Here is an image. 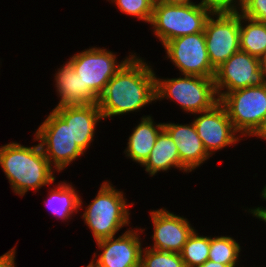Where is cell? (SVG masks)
<instances>
[{
  "mask_svg": "<svg viewBox=\"0 0 266 267\" xmlns=\"http://www.w3.org/2000/svg\"><path fill=\"white\" fill-rule=\"evenodd\" d=\"M123 13L150 23L155 0H111Z\"/></svg>",
  "mask_w": 266,
  "mask_h": 267,
  "instance_id": "25",
  "label": "cell"
},
{
  "mask_svg": "<svg viewBox=\"0 0 266 267\" xmlns=\"http://www.w3.org/2000/svg\"><path fill=\"white\" fill-rule=\"evenodd\" d=\"M164 48L183 75L214 78L216 70L209 60L204 32L174 38Z\"/></svg>",
  "mask_w": 266,
  "mask_h": 267,
  "instance_id": "10",
  "label": "cell"
},
{
  "mask_svg": "<svg viewBox=\"0 0 266 267\" xmlns=\"http://www.w3.org/2000/svg\"><path fill=\"white\" fill-rule=\"evenodd\" d=\"M215 89L219 100L234 90L266 84L259 58L237 51L215 71ZM226 88L225 92H221Z\"/></svg>",
  "mask_w": 266,
  "mask_h": 267,
  "instance_id": "11",
  "label": "cell"
},
{
  "mask_svg": "<svg viewBox=\"0 0 266 267\" xmlns=\"http://www.w3.org/2000/svg\"><path fill=\"white\" fill-rule=\"evenodd\" d=\"M156 100L170 98L191 113H201L212 109L219 98L214 78L184 75L180 78H155ZM217 96V98H215Z\"/></svg>",
  "mask_w": 266,
  "mask_h": 267,
  "instance_id": "5",
  "label": "cell"
},
{
  "mask_svg": "<svg viewBox=\"0 0 266 267\" xmlns=\"http://www.w3.org/2000/svg\"><path fill=\"white\" fill-rule=\"evenodd\" d=\"M239 252L240 245L232 237H210L208 260L235 267Z\"/></svg>",
  "mask_w": 266,
  "mask_h": 267,
  "instance_id": "23",
  "label": "cell"
},
{
  "mask_svg": "<svg viewBox=\"0 0 266 267\" xmlns=\"http://www.w3.org/2000/svg\"><path fill=\"white\" fill-rule=\"evenodd\" d=\"M153 122L151 116L143 117L128 139L126 156L141 165L149 157L159 133L163 130V123L154 125Z\"/></svg>",
  "mask_w": 266,
  "mask_h": 267,
  "instance_id": "18",
  "label": "cell"
},
{
  "mask_svg": "<svg viewBox=\"0 0 266 267\" xmlns=\"http://www.w3.org/2000/svg\"><path fill=\"white\" fill-rule=\"evenodd\" d=\"M145 252V253H143ZM140 267H185L180 253L144 248Z\"/></svg>",
  "mask_w": 266,
  "mask_h": 267,
  "instance_id": "24",
  "label": "cell"
},
{
  "mask_svg": "<svg viewBox=\"0 0 266 267\" xmlns=\"http://www.w3.org/2000/svg\"><path fill=\"white\" fill-rule=\"evenodd\" d=\"M210 15L214 16V13L201 2L190 5L155 2L150 23L153 25L154 34L164 46L174 38L204 32L206 20Z\"/></svg>",
  "mask_w": 266,
  "mask_h": 267,
  "instance_id": "3",
  "label": "cell"
},
{
  "mask_svg": "<svg viewBox=\"0 0 266 267\" xmlns=\"http://www.w3.org/2000/svg\"><path fill=\"white\" fill-rule=\"evenodd\" d=\"M262 197H263L264 199H266V186H265V188H264L263 191H262Z\"/></svg>",
  "mask_w": 266,
  "mask_h": 267,
  "instance_id": "35",
  "label": "cell"
},
{
  "mask_svg": "<svg viewBox=\"0 0 266 267\" xmlns=\"http://www.w3.org/2000/svg\"><path fill=\"white\" fill-rule=\"evenodd\" d=\"M235 0H202L201 3L205 5L212 13H238ZM247 0H239L238 6L242 11ZM234 3V4H232Z\"/></svg>",
  "mask_w": 266,
  "mask_h": 267,
  "instance_id": "26",
  "label": "cell"
},
{
  "mask_svg": "<svg viewBox=\"0 0 266 267\" xmlns=\"http://www.w3.org/2000/svg\"><path fill=\"white\" fill-rule=\"evenodd\" d=\"M260 67L264 73V77L266 79V50L265 52L259 57Z\"/></svg>",
  "mask_w": 266,
  "mask_h": 267,
  "instance_id": "32",
  "label": "cell"
},
{
  "mask_svg": "<svg viewBox=\"0 0 266 267\" xmlns=\"http://www.w3.org/2000/svg\"><path fill=\"white\" fill-rule=\"evenodd\" d=\"M47 160L59 172L84 151L73 140L71 127L54 111L48 115L35 134ZM52 160V161H51Z\"/></svg>",
  "mask_w": 266,
  "mask_h": 267,
  "instance_id": "7",
  "label": "cell"
},
{
  "mask_svg": "<svg viewBox=\"0 0 266 267\" xmlns=\"http://www.w3.org/2000/svg\"><path fill=\"white\" fill-rule=\"evenodd\" d=\"M155 2H162L165 4H170V5H190V4H195L191 2L190 0H155Z\"/></svg>",
  "mask_w": 266,
  "mask_h": 267,
  "instance_id": "29",
  "label": "cell"
},
{
  "mask_svg": "<svg viewBox=\"0 0 266 267\" xmlns=\"http://www.w3.org/2000/svg\"><path fill=\"white\" fill-rule=\"evenodd\" d=\"M123 193L104 182L96 198L83 213V219L92 230L95 241L114 237L124 225L129 224V209Z\"/></svg>",
  "mask_w": 266,
  "mask_h": 267,
  "instance_id": "4",
  "label": "cell"
},
{
  "mask_svg": "<svg viewBox=\"0 0 266 267\" xmlns=\"http://www.w3.org/2000/svg\"><path fill=\"white\" fill-rule=\"evenodd\" d=\"M241 14L259 22H266V0H247Z\"/></svg>",
  "mask_w": 266,
  "mask_h": 267,
  "instance_id": "27",
  "label": "cell"
},
{
  "mask_svg": "<svg viewBox=\"0 0 266 267\" xmlns=\"http://www.w3.org/2000/svg\"><path fill=\"white\" fill-rule=\"evenodd\" d=\"M142 165L150 176L161 170L167 171L170 167L188 171L180 162L175 142L164 129L159 133L149 157Z\"/></svg>",
  "mask_w": 266,
  "mask_h": 267,
  "instance_id": "19",
  "label": "cell"
},
{
  "mask_svg": "<svg viewBox=\"0 0 266 267\" xmlns=\"http://www.w3.org/2000/svg\"><path fill=\"white\" fill-rule=\"evenodd\" d=\"M150 214L154 225L152 249L180 253L194 231L187 219L166 209L153 210Z\"/></svg>",
  "mask_w": 266,
  "mask_h": 267,
  "instance_id": "13",
  "label": "cell"
},
{
  "mask_svg": "<svg viewBox=\"0 0 266 267\" xmlns=\"http://www.w3.org/2000/svg\"><path fill=\"white\" fill-rule=\"evenodd\" d=\"M256 136H259L261 137V139L266 140V122L263 128L259 131V133Z\"/></svg>",
  "mask_w": 266,
  "mask_h": 267,
  "instance_id": "33",
  "label": "cell"
},
{
  "mask_svg": "<svg viewBox=\"0 0 266 267\" xmlns=\"http://www.w3.org/2000/svg\"><path fill=\"white\" fill-rule=\"evenodd\" d=\"M163 129L175 142L180 162L189 172L209 158L193 122L190 125L163 123Z\"/></svg>",
  "mask_w": 266,
  "mask_h": 267,
  "instance_id": "16",
  "label": "cell"
},
{
  "mask_svg": "<svg viewBox=\"0 0 266 267\" xmlns=\"http://www.w3.org/2000/svg\"><path fill=\"white\" fill-rule=\"evenodd\" d=\"M58 70L55 85L61 99L55 108L97 103L98 97L90 89H82L80 76L69 62Z\"/></svg>",
  "mask_w": 266,
  "mask_h": 267,
  "instance_id": "17",
  "label": "cell"
},
{
  "mask_svg": "<svg viewBox=\"0 0 266 267\" xmlns=\"http://www.w3.org/2000/svg\"><path fill=\"white\" fill-rule=\"evenodd\" d=\"M248 24L242 26L244 21ZM240 50L259 58L266 50V22H259L240 13Z\"/></svg>",
  "mask_w": 266,
  "mask_h": 267,
  "instance_id": "20",
  "label": "cell"
},
{
  "mask_svg": "<svg viewBox=\"0 0 266 267\" xmlns=\"http://www.w3.org/2000/svg\"><path fill=\"white\" fill-rule=\"evenodd\" d=\"M15 248L0 256V267H15Z\"/></svg>",
  "mask_w": 266,
  "mask_h": 267,
  "instance_id": "28",
  "label": "cell"
},
{
  "mask_svg": "<svg viewBox=\"0 0 266 267\" xmlns=\"http://www.w3.org/2000/svg\"><path fill=\"white\" fill-rule=\"evenodd\" d=\"M131 57L117 64L116 55L112 52L93 47L75 54L68 62L80 76L82 89H90L99 97L110 79Z\"/></svg>",
  "mask_w": 266,
  "mask_h": 267,
  "instance_id": "8",
  "label": "cell"
},
{
  "mask_svg": "<svg viewBox=\"0 0 266 267\" xmlns=\"http://www.w3.org/2000/svg\"><path fill=\"white\" fill-rule=\"evenodd\" d=\"M210 237L199 236L194 230L184 244L180 256L185 267H198L208 260Z\"/></svg>",
  "mask_w": 266,
  "mask_h": 267,
  "instance_id": "22",
  "label": "cell"
},
{
  "mask_svg": "<svg viewBox=\"0 0 266 267\" xmlns=\"http://www.w3.org/2000/svg\"><path fill=\"white\" fill-rule=\"evenodd\" d=\"M87 267H104L101 264H99L98 262H95L93 259L90 262V264Z\"/></svg>",
  "mask_w": 266,
  "mask_h": 267,
  "instance_id": "34",
  "label": "cell"
},
{
  "mask_svg": "<svg viewBox=\"0 0 266 267\" xmlns=\"http://www.w3.org/2000/svg\"><path fill=\"white\" fill-rule=\"evenodd\" d=\"M137 233L129 229L117 239L97 241L103 252L95 261L104 267H140L142 247Z\"/></svg>",
  "mask_w": 266,
  "mask_h": 267,
  "instance_id": "14",
  "label": "cell"
},
{
  "mask_svg": "<svg viewBox=\"0 0 266 267\" xmlns=\"http://www.w3.org/2000/svg\"><path fill=\"white\" fill-rule=\"evenodd\" d=\"M0 165L13 191L21 196L28 190H38L55 180L52 165L40 144L25 147L13 142L1 146Z\"/></svg>",
  "mask_w": 266,
  "mask_h": 267,
  "instance_id": "2",
  "label": "cell"
},
{
  "mask_svg": "<svg viewBox=\"0 0 266 267\" xmlns=\"http://www.w3.org/2000/svg\"><path fill=\"white\" fill-rule=\"evenodd\" d=\"M254 216L266 222V208L258 207L250 211Z\"/></svg>",
  "mask_w": 266,
  "mask_h": 267,
  "instance_id": "30",
  "label": "cell"
},
{
  "mask_svg": "<svg viewBox=\"0 0 266 267\" xmlns=\"http://www.w3.org/2000/svg\"><path fill=\"white\" fill-rule=\"evenodd\" d=\"M204 27L206 48L212 67L216 70L233 54L240 50V12L214 13Z\"/></svg>",
  "mask_w": 266,
  "mask_h": 267,
  "instance_id": "9",
  "label": "cell"
},
{
  "mask_svg": "<svg viewBox=\"0 0 266 267\" xmlns=\"http://www.w3.org/2000/svg\"><path fill=\"white\" fill-rule=\"evenodd\" d=\"M227 110L234 129L256 136L266 122V84L226 93L219 101Z\"/></svg>",
  "mask_w": 266,
  "mask_h": 267,
  "instance_id": "6",
  "label": "cell"
},
{
  "mask_svg": "<svg viewBox=\"0 0 266 267\" xmlns=\"http://www.w3.org/2000/svg\"><path fill=\"white\" fill-rule=\"evenodd\" d=\"M79 197L72 184L59 183L57 188L50 191L46 205L54 215L65 220L81 208L82 200Z\"/></svg>",
  "mask_w": 266,
  "mask_h": 267,
  "instance_id": "21",
  "label": "cell"
},
{
  "mask_svg": "<svg viewBox=\"0 0 266 267\" xmlns=\"http://www.w3.org/2000/svg\"><path fill=\"white\" fill-rule=\"evenodd\" d=\"M200 114L201 116L193 123L209 156L212 152L239 141V138L234 135L237 131L229 119L227 110L220 102Z\"/></svg>",
  "mask_w": 266,
  "mask_h": 267,
  "instance_id": "12",
  "label": "cell"
},
{
  "mask_svg": "<svg viewBox=\"0 0 266 267\" xmlns=\"http://www.w3.org/2000/svg\"><path fill=\"white\" fill-rule=\"evenodd\" d=\"M150 67L132 55L110 79L97 101L103 119L134 112L156 100V77Z\"/></svg>",
  "mask_w": 266,
  "mask_h": 267,
  "instance_id": "1",
  "label": "cell"
},
{
  "mask_svg": "<svg viewBox=\"0 0 266 267\" xmlns=\"http://www.w3.org/2000/svg\"><path fill=\"white\" fill-rule=\"evenodd\" d=\"M71 127L73 140L85 152L93 141L97 122L103 119L97 103L90 105L62 106L53 109Z\"/></svg>",
  "mask_w": 266,
  "mask_h": 267,
  "instance_id": "15",
  "label": "cell"
},
{
  "mask_svg": "<svg viewBox=\"0 0 266 267\" xmlns=\"http://www.w3.org/2000/svg\"><path fill=\"white\" fill-rule=\"evenodd\" d=\"M198 267H230V266L207 260L201 266Z\"/></svg>",
  "mask_w": 266,
  "mask_h": 267,
  "instance_id": "31",
  "label": "cell"
}]
</instances>
